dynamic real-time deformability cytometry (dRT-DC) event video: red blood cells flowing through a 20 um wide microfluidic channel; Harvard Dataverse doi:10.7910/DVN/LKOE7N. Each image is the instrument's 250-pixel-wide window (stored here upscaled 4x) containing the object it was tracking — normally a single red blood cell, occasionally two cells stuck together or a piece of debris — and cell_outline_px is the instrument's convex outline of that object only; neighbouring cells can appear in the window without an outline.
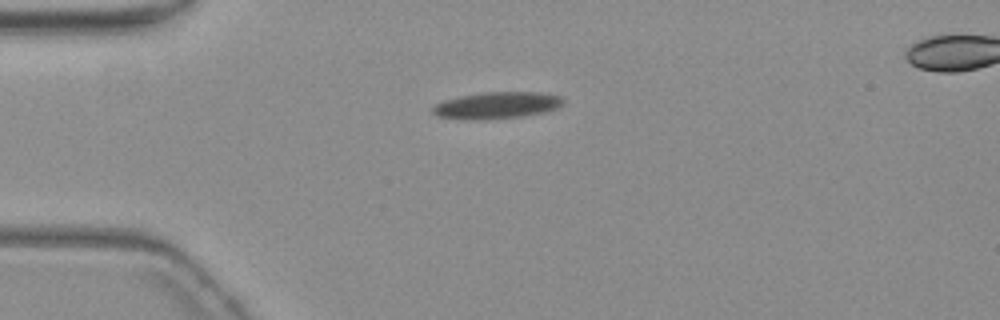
{"species": "common noctule bat (a hibernating species)", "species_latin": "Nyctalus noctula", "temperature_condition": "warm", "stored_images_in_passage": 5, "camera_frame_rate_fps": 3000, "um_per_image_px": 0.085, "animal": {"sex": "female", "body_mass_g": 19.3, "forearm_length_mm": 54.1}, "frame": {"image": 1, "passage_image": 5, "time_ms": 5.0, "image_size_px": [1000, 320], "cell_outline_px": [[564, 104], [556, 108], [544, 112], [524, 116], [488, 120], [460, 120], [436, 116], [432, 112], [432, 108], [436, 104], [444, 100], [460, 96], [484, 92], [540, 92], [560, 96], [564, 100]], "centroid_in_image_um": [42.21, 8.97], "position_along_channel_um": 42.8, "area_um2": 20.63}}